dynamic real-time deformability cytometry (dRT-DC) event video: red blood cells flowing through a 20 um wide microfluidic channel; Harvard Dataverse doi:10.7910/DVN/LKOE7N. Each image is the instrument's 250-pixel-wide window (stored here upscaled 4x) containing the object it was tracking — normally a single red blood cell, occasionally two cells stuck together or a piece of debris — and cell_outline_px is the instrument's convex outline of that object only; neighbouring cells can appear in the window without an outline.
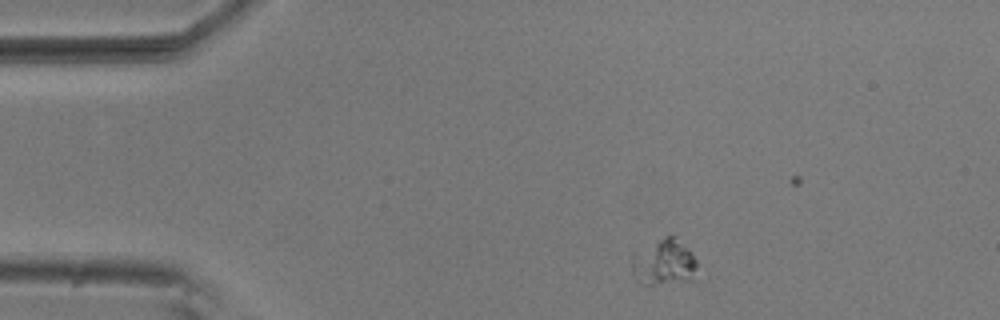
{"species": "common noctule bat (a hibernating species)", "species_latin": "Nyctalus noctula", "temperature_condition": "room temperature", "stored_images_in_passage": 3, "camera_frame_rate_fps": 3000, "um_per_image_px": 0.085, "animal": {"sex": "male", "body_mass_g": 20.5, "forearm_length_mm": 52.5}, "frame": {"image": 1, "passage_image": 1, "time_ms": 0.0, "image_size_px": [1000, 320], "cell_outline_px": [[696, 268], [692, 280], [652, 284], [644, 284], [632, 272], [632, 256], [664, 236], [676, 236], [692, 252], [696, 260]], "centroid_in_image_um": [56.48, 22.28], "position_along_channel_um": 28.5, "area_um2": 16.99}}
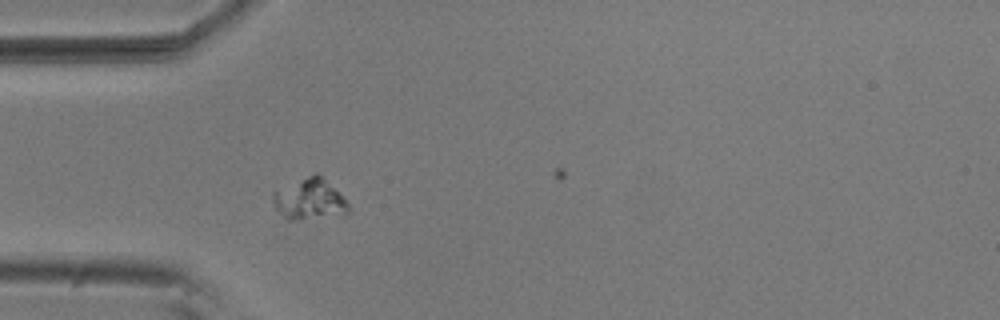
{"frame": {"image": 2, "passage_image": 3, "time_ms": 0.667, "image_size_px": [1000, 320], "cell_outline_px": [[352, 212], [344, 216], [292, 220], [288, 220], [276, 208], [272, 200], [272, 192], [316, 172], [324, 176], [352, 208]], "centroid_in_image_um": [26.38, 16.96], "position_along_channel_um": 58.6, "area_um2": 18.32}}